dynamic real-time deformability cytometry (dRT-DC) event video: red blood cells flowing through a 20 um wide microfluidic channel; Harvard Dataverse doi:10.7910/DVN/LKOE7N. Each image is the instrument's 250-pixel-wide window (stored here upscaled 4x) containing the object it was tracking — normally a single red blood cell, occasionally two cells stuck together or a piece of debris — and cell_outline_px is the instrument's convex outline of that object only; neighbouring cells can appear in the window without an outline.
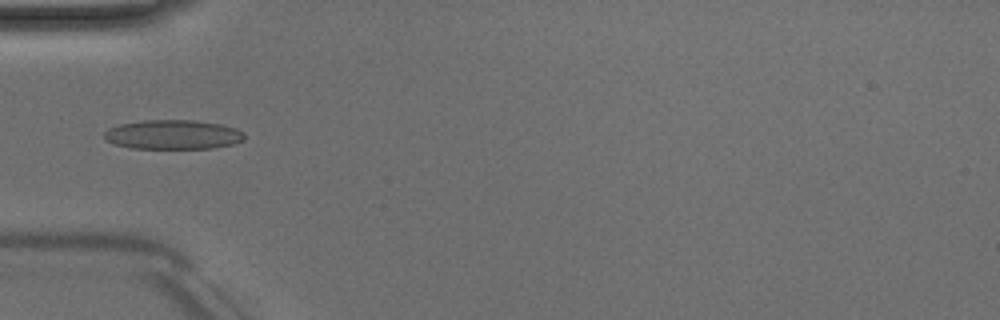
{"species": "Egyptian fruit bat (a non-hibernating species)", "species_latin": "Rousettus aegyptiacus", "temperature_condition": "room temperature", "stored_images_in_passage": 4, "camera_frame_rate_fps": 3000, "um_per_image_px": 0.085, "animal": {"sex": "male"}, "frame": {"image": 1, "passage_image": 4, "time_ms": 5.0, "image_size_px": [1000, 320], "cell_outline_px": [[244, 140], [232, 144], [212, 148], [132, 148], [116, 144], [104, 140], [104, 132], [108, 128], [120, 124], [144, 120], [192, 120], [220, 124], [236, 128], [244, 132]], "centroid_in_image_um": [14.7, 11.43], "position_along_channel_um": 70.3, "area_um2": 23.93}}